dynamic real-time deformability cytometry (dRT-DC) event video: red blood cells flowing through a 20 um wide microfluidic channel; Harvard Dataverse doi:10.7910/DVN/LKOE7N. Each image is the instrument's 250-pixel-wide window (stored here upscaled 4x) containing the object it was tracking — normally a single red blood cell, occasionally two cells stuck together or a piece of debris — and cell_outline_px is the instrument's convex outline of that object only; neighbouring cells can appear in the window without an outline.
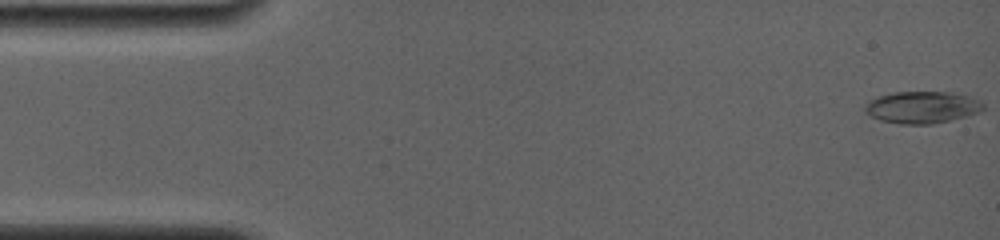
{"species": "common noctule bat (a hibernating species)", "species_latin": "Nyctalus noctula", "temperature_condition": "room temperature", "stored_images_in_passage": 47, "camera_frame_rate_fps": 4000, "um_per_image_px": 0.085, "animal": {"sex": "female", "body_mass_g": 19.0, "forearm_length_mm": 56.7}, "frame": {"image": 1, "passage_image": 1, "time_ms": 0.0, "image_size_px": [1000, 240], "cell_outline_px": [[984, 108], [976, 112], [964, 116], [932, 124], [900, 124], [880, 120], [864, 112], [864, 108], [868, 100], [880, 96], [896, 92], [948, 92], [968, 96], [984, 104]], "centroid_in_image_um": [78.31, 9.12], "position_along_channel_um": 6.7, "area_um2": 21.62}}
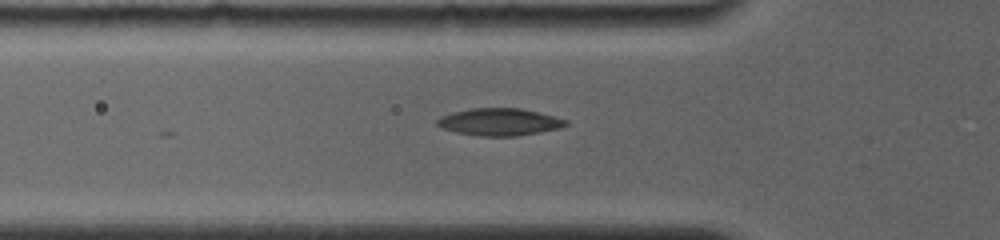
{"frame": {"image": 2, "passage_image": 22, "time_ms": 5.25, "image_size_px": [1000, 240], "cell_outline_px": [[568, 124], [560, 128], [540, 132], [516, 136], [480, 136], [456, 132], [444, 128], [436, 124], [436, 120], [440, 116], [452, 112], [468, 108], [520, 108], [568, 120]], "centroid_in_image_um": [42.43, 10.36], "position_along_channel_um": 83.4, "area_um2": 20.35}}
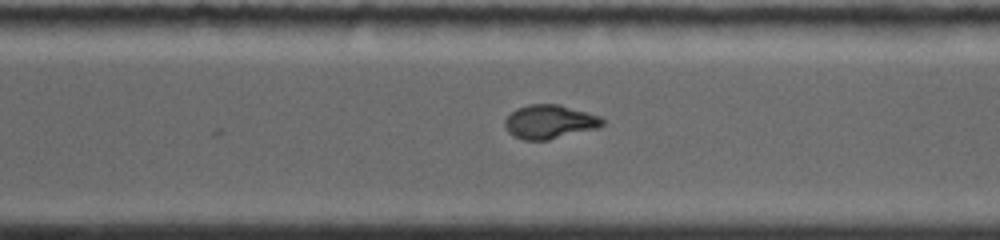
{"frame": {"image": 3, "passage_image": 47, "time_ms": 11.5, "image_size_px": [1000, 240], "cell_outline_px": [[604, 124], [596, 128], [548, 140], [524, 140], [512, 136], [504, 128], [504, 120], [516, 108], [528, 104], [560, 104], [600, 116], [604, 120]], "centroid_in_image_um": [46.67, 10.35], "position_along_channel_um": 323.9, "area_um2": 19.31}}